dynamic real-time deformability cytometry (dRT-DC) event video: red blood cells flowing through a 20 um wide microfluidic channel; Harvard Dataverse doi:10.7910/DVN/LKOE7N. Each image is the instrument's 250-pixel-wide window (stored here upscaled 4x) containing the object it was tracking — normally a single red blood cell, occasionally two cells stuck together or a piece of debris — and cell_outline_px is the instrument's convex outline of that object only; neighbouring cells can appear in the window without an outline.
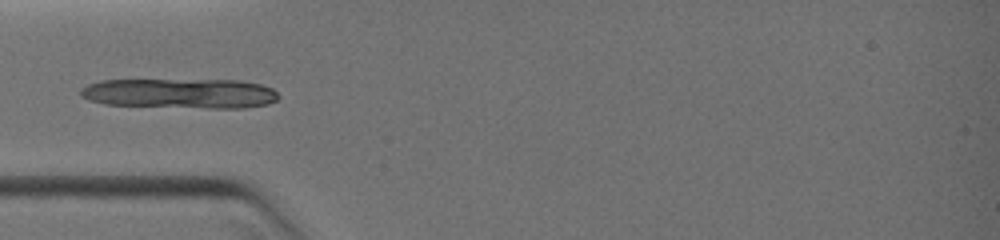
{"species": "common noctule bat (a hibernating species)", "species_latin": "Nyctalus noctula", "temperature_condition": "warm", "stored_images_in_passage": 3, "camera_frame_rate_fps": 3000, "um_per_image_px": 0.085, "animal": {"sex": "female", "body_mass_g": 19.0, "forearm_length_mm": 51.5}, "frame": {"image": 1, "passage_image": 1, "time_ms": 0.0, "image_size_px": [1000, 240], "cell_outline_px": [[280, 96], [276, 100], [268, 104], [244, 108], [212, 108], [104, 104], [88, 100], [80, 96], [80, 88], [88, 84], [100, 80], [240, 80], [260, 84], [272, 88]], "centroid_in_image_um": [15.31, 7.93], "position_along_channel_um": 69.7, "area_um2": 34.62}}
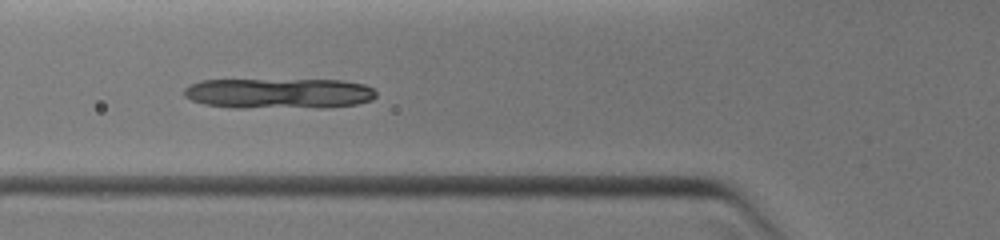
{"frame": {"image": 2, "passage_image": 2, "time_ms": 0.667, "image_size_px": [1000, 240], "cell_outline_px": [[376, 96], [372, 100], [356, 104], [324, 108], [232, 108], [204, 104], [192, 100], [184, 96], [184, 88], [188, 84], [200, 80], [340, 80], [364, 84], [372, 88], [376, 92]], "centroid_in_image_um": [23.69, 7.95], "position_along_channel_um": 102.1, "area_um2": 34.56}}
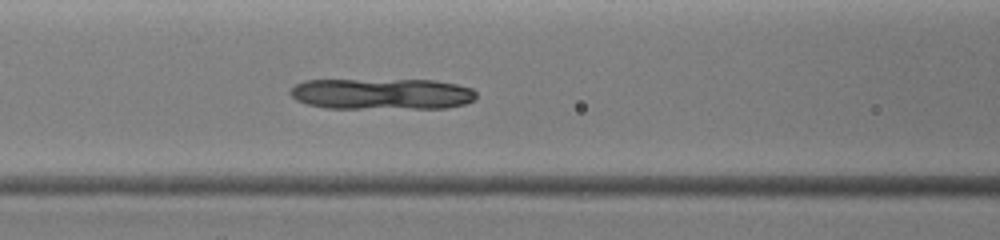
{"frame": {"image": 3, "passage_image": 3, "time_ms": 1.333, "image_size_px": [1000, 240], "cell_outline_px": [[476, 100], [464, 104], [448, 108], [324, 108], [308, 104], [296, 100], [288, 92], [296, 84], [304, 80], [436, 80], [456, 84], [472, 88], [476, 92]], "centroid_in_image_um": [32.48, 7.98], "position_along_channel_um": 134.1, "area_um2": 33.99}}